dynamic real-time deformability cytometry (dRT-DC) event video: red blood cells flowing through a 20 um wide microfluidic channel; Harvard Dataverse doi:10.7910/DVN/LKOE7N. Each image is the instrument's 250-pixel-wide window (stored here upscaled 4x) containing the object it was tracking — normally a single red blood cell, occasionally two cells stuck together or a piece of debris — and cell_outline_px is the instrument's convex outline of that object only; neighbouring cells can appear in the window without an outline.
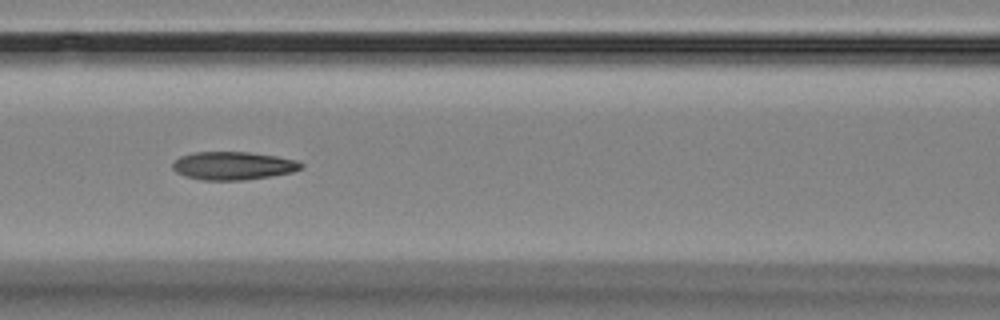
{"species": "Egyptian fruit bat (a non-hibernating species)", "species_latin": "Rousettus aegyptiacus", "temperature_condition": "room temperature", "stored_images_in_passage": 8, "camera_frame_rate_fps": 3000, "um_per_image_px": 0.085, "animal": {"sex": "female"}, "frame": {"image": 1, "passage_image": 8, "time_ms": 7.667, "image_size_px": [1000, 320], "cell_outline_px": [[304, 164], [300, 168], [292, 172], [272, 176], [244, 180], [204, 180], [184, 176], [176, 172], [172, 168], [172, 164], [180, 156], [196, 152], [248, 152], [276, 156], [296, 160]], "centroid_in_image_um": [19.8, 14.09], "position_along_channel_um": 146.8, "area_um2": 20.98}}